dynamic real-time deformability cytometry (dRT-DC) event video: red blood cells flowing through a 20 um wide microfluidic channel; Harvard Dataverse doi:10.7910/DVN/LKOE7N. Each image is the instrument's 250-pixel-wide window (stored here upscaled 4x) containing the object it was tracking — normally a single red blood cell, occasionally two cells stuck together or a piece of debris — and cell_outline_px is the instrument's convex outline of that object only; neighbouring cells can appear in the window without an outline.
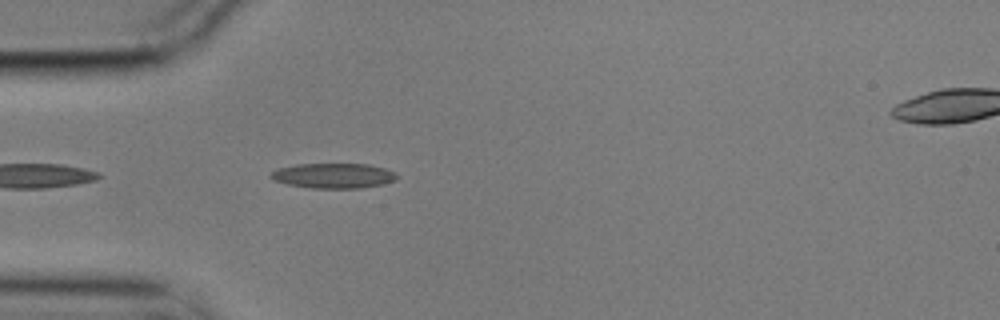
{"species": "common noctule bat (a hibernating species)", "species_latin": "Nyctalus noctula", "temperature_condition": "cold", "stored_images_in_passage": 6, "segment_of_instrument_passage": [1, 2], "camera_frame_rate_fps": 3000, "um_per_image_px": 0.085, "animal": {"sex": "male", "body_mass_g": 17.9}, "frame": {"image": 1, "passage_image": 5, "time_ms": 1.333, "image_size_px": [1000, 320], "cell_outline_px": [[400, 176], [396, 180], [384, 184], [360, 188], [312, 188], [288, 184], [272, 180], [268, 176], [276, 168], [296, 164], [368, 164], [384, 168], [396, 172]], "centroid_in_image_um": [28.36, 14.93], "position_along_channel_um": 56.6, "area_um2": 18.61}}